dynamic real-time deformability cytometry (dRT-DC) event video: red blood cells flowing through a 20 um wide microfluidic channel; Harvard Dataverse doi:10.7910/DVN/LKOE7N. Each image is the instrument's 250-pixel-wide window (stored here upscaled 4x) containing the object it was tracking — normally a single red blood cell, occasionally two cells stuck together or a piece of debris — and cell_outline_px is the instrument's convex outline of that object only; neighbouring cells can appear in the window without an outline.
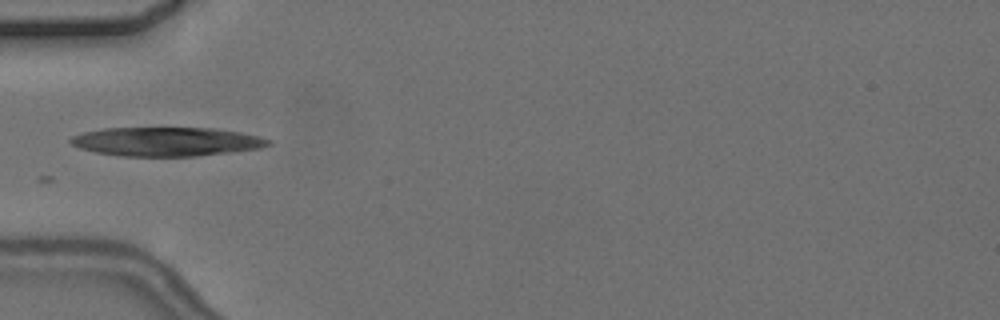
{"species": "common noctule bat (a hibernating species)", "species_latin": "Nyctalus noctula", "temperature_condition": "cold", "stored_images_in_passage": 2, "camera_frame_rate_fps": 3000, "um_per_image_px": 0.085, "animal": {"sex": "female", "body_mass_g": 24.6, "forearm_length_mm": 56.2}, "frame": {"image": 1, "passage_image": 2, "time_ms": 1.0, "image_size_px": [1000, 320], "cell_outline_px": [[272, 144], [260, 148], [196, 156], [120, 156], [96, 152], [80, 148], [72, 144], [68, 140], [72, 136], [84, 132], [104, 128], [212, 128], [240, 132], [260, 136], [272, 140]], "centroid_in_image_um": [14.16, 12.03], "position_along_channel_um": 70.8, "area_um2": 33.29}}